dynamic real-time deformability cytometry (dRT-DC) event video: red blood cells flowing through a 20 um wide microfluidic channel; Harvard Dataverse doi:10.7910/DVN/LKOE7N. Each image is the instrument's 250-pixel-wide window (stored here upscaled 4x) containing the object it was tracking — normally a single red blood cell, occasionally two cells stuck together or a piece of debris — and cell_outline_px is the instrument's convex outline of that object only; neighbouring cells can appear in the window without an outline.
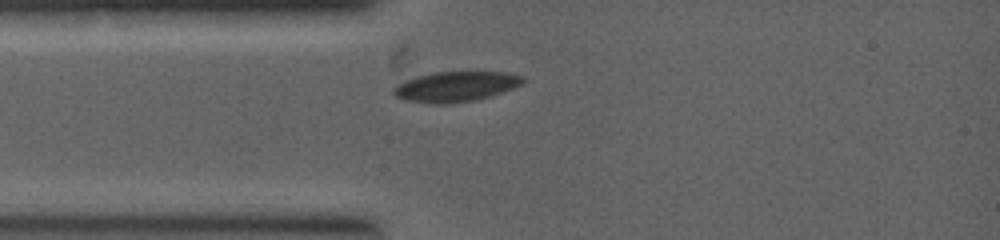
{"species": "common noctule bat (a hibernating species)", "species_latin": "Nyctalus noctula", "temperature_condition": "warm", "stored_images_in_passage": 2, "camera_frame_rate_fps": 5000, "um_per_image_px": 0.085, "animal": {"sex": "female", "body_mass_g": 19.0, "forearm_length_mm": 53.3}, "frame": {"image": 1, "passage_image": 2, "time_ms": 0.8, "image_size_px": [1000, 240], "cell_outline_px": [[524, 84], [492, 96], [476, 100], [452, 104], [432, 104], [404, 100], [396, 96], [392, 92], [392, 88], [404, 76], [432, 72], [504, 72], [524, 76]], "centroid_in_image_um": [38.64, 7.35], "position_along_channel_um": 46.4, "area_um2": 23.64}}